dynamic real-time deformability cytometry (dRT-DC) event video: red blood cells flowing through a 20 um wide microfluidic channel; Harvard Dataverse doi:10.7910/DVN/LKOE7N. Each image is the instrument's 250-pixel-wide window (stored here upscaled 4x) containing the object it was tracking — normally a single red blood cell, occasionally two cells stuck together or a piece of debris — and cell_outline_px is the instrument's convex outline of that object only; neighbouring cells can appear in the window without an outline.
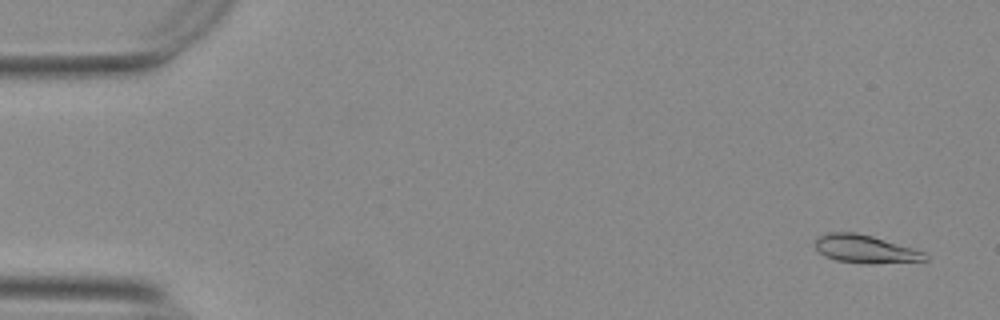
{"species": "Egyptian fruit bat (a non-hibernating species)", "species_latin": "Rousettus aegyptiacus", "temperature_condition": "warm", "stored_images_in_passage": 55, "camera_frame_rate_fps": 3000, "um_per_image_px": 0.085, "animal": {"sex": "female"}, "frame": {"image": 1, "passage_image": 3, "time_ms": 0.667, "image_size_px": [1000, 320], "cell_outline_px": [[928, 260], [836, 260], [824, 256], [816, 248], [816, 240], [820, 236], [832, 232], [856, 232], [872, 236], [912, 248], [924, 252], [928, 256]], "centroid_in_image_um": [73.47, 21.09], "position_along_channel_um": 11.5, "area_um2": 16.36}}
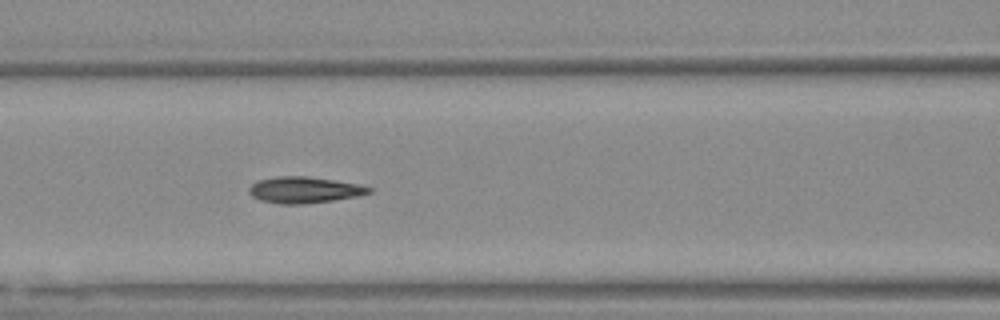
{"frame": {"image": 2, "passage_image": 24, "time_ms": 7.667, "image_size_px": [1000, 320], "cell_outline_px": [[372, 192], [356, 196], [332, 200], [304, 204], [280, 204], [260, 200], [252, 196], [248, 192], [248, 188], [252, 184], [260, 180], [280, 176], [304, 176], [332, 180], [356, 184], [372, 188]], "centroid_in_image_um": [25.82, 16.15], "position_along_channel_um": 140.8, "area_um2": 18.03}}
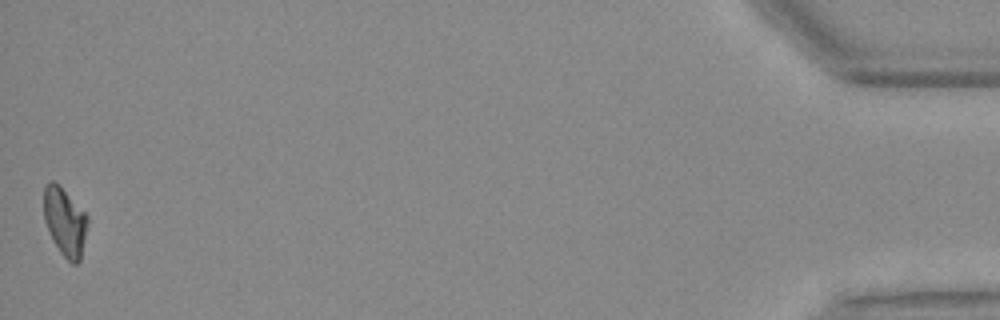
{"frame": {"image": 3, "passage_image": 55, "time_ms": 18.0, "image_size_px": [1000, 320], "cell_outline_px": [[88, 224], [80, 260], [76, 264], [72, 264], [60, 252], [44, 220], [44, 188], [52, 180], [88, 216]], "centroid_in_image_um": [5.53, 18.9], "position_along_channel_um": 429.7, "area_um2": 16.7}, "authors_computed_cell_mechanics": {"area_um2": 17.6868, "velocity_mm_per_s": 3.7262, "shape_relaxation_time_tau1_ms": 10.4933, "shape_relaxation_time_tau2_ms": 2.3966, "deformation_change_tau1": 0.2578, "deformation_change_tau2": 0.0737}}